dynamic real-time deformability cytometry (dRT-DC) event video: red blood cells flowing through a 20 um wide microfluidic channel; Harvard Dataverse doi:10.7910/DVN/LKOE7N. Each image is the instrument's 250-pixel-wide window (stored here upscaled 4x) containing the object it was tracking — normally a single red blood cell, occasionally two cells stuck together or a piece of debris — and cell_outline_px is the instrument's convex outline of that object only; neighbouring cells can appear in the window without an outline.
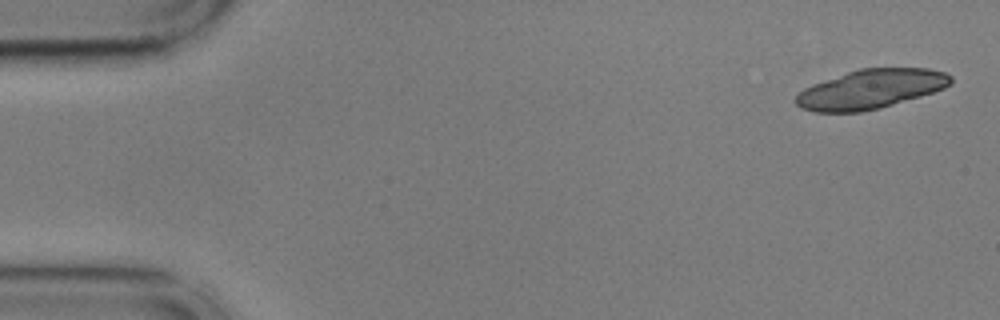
{"species": "common noctule bat (a hibernating species)", "species_latin": "Nyctalus noctula", "temperature_condition": "cold", "stored_images_in_passage": 8, "segment_of_instrument_passage": [1, 2], "camera_frame_rate_fps": 3000, "um_per_image_px": 0.085, "animal": {"sex": "male", "body_mass_g": 17.9, "forearm_length_mm": 54.2}, "frame": {"image": 1, "passage_image": 1, "time_ms": 0.0, "image_size_px": [1000, 320], "cell_outline_px": [[948, 84], [940, 88], [928, 92], [872, 108], [840, 112], [836, 112], [812, 108], [876, 68], [912, 68], [936, 72], [948, 76]], "centroid_in_image_um": [75.1, 7.55], "position_along_channel_um": 9.9, "area_um2": 24.04}}